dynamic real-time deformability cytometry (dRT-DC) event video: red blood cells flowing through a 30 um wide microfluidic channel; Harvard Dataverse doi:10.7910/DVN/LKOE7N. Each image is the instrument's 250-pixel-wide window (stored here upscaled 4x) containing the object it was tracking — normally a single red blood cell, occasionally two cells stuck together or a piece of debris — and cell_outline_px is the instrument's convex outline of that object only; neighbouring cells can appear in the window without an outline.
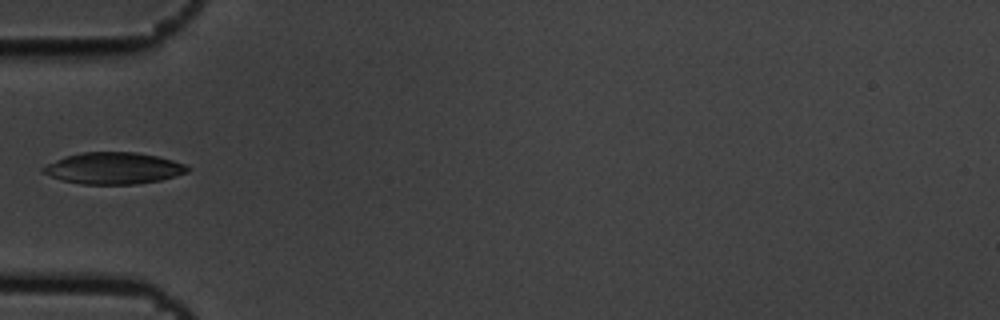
{"species": "common noctule bat (a hibernating species)", "species_latin": "Nyctalus noctula", "temperature_condition": "cold", "stored_images_in_passage": 4, "camera_frame_rate_fps": 3000, "um_per_image_px": 0.085, "animal": {"sex": "male", "body_mass_g": 19.5, "forearm_length_mm": 54.6}, "frame": {"image": 1, "passage_image": 3, "time_ms": 0.667, "image_size_px": [1000, 320], "cell_outline_px": [[192, 168], [188, 172], [176, 176], [160, 180], [136, 184], [84, 184], [64, 180], [52, 176], [44, 172], [40, 168], [64, 156], [80, 152], [136, 152], [156, 156], [172, 160], [184, 164]], "centroid_in_image_um": [9.69, 14.29], "position_along_channel_um": 75.3, "area_um2": 26.41}}
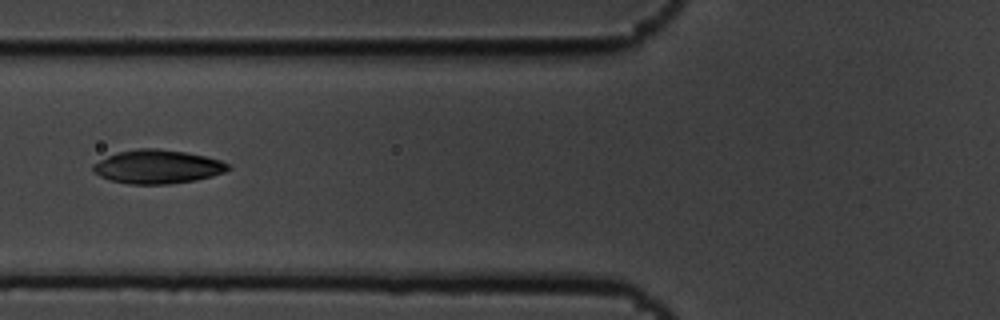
{"frame": {"image": 2, "passage_image": 4, "time_ms": 1.0, "image_size_px": [1000, 320], "cell_outline_px": [[232, 168], [224, 172], [212, 176], [196, 180], [168, 184], [128, 184], [112, 180], [100, 176], [92, 168], [92, 164], [116, 152], [136, 148], [156, 148], [184, 152], [204, 156], [220, 160], [232, 164]], "centroid_in_image_um": [13.42, 14.17], "position_along_channel_um": 112.4, "area_um2": 26.53}}